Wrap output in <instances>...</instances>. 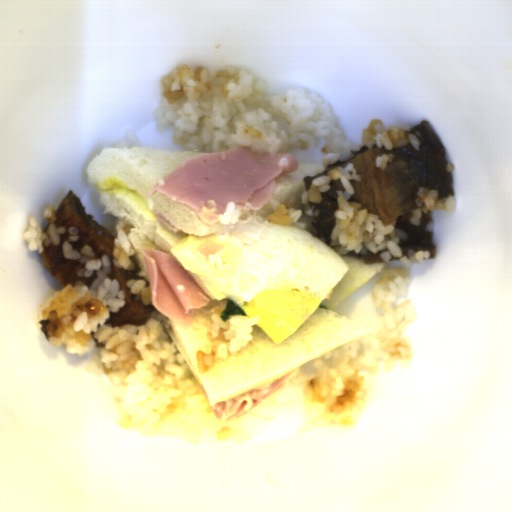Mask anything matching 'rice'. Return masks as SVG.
Masks as SVG:
<instances>
[{
    "mask_svg": "<svg viewBox=\"0 0 512 512\" xmlns=\"http://www.w3.org/2000/svg\"><path fill=\"white\" fill-rule=\"evenodd\" d=\"M68 241L62 242L63 258L78 260L84 268L77 277L96 275L90 288L75 281L54 291L37 308L40 330L51 345L63 342L66 353L80 357L93 348L84 368L96 378L105 374L111 384L115 421L141 435L180 436L190 443L205 433L216 440L250 441L242 421L217 419L200 384L166 329L172 325L163 313L151 316L143 326L106 324L111 312L126 304L118 279L111 281L112 260L108 254L97 259L87 243L79 252L71 242L80 241L77 227H69Z\"/></svg>",
    "mask_w": 512,
    "mask_h": 512,
    "instance_id": "652b925c",
    "label": "rice"
},
{
    "mask_svg": "<svg viewBox=\"0 0 512 512\" xmlns=\"http://www.w3.org/2000/svg\"><path fill=\"white\" fill-rule=\"evenodd\" d=\"M162 98L154 108L156 130L165 131L172 123V141L186 151L212 153L244 146L254 154H291L296 147H320L323 169L354 156L361 145L386 151L409 143L420 150L413 127L389 125L372 119L362 129L361 142L351 141L335 116L330 102L320 93L301 87L287 93L268 95V83L227 64L212 76L205 67L187 64L174 67L161 77Z\"/></svg>",
    "mask_w": 512,
    "mask_h": 512,
    "instance_id": "023b6e5f",
    "label": "rice"
},
{
    "mask_svg": "<svg viewBox=\"0 0 512 512\" xmlns=\"http://www.w3.org/2000/svg\"><path fill=\"white\" fill-rule=\"evenodd\" d=\"M340 179L344 187L335 190L337 209L334 212L335 226L331 230L330 246L339 255L354 250L358 255L377 253L385 262L398 258L403 266L382 269L383 275L373 284L374 306L381 308L380 314L369 334L352 340L323 353L313 363V374L299 372L292 384L301 386L304 403V419L299 427V438L319 427L354 428L368 399L371 383L369 377L380 373L379 360H383V371L393 372L395 362L401 367L411 368L415 361L411 337H401L410 321L416 320L417 310L408 298L393 308L398 296H408L409 277L413 264L429 260V250L409 248L408 257L399 247L401 240H409L405 230L395 228L397 220L385 226L377 214H369L360 202H348L356 189L351 180L361 181L354 164L337 167L311 181L308 192L305 187L300 202L305 214L314 218L315 210L309 202L322 203L321 192L330 191V181Z\"/></svg>",
    "mask_w": 512,
    "mask_h": 512,
    "instance_id": "8eca5e8b",
    "label": "rice"
},
{
    "mask_svg": "<svg viewBox=\"0 0 512 512\" xmlns=\"http://www.w3.org/2000/svg\"><path fill=\"white\" fill-rule=\"evenodd\" d=\"M260 315H230L224 322L219 313H210V334L213 347L210 352L196 350L197 364L200 373L209 370L217 358L228 359V355H236L241 348L250 344L254 325H258Z\"/></svg>",
    "mask_w": 512,
    "mask_h": 512,
    "instance_id": "acb35da6",
    "label": "rice"
},
{
    "mask_svg": "<svg viewBox=\"0 0 512 512\" xmlns=\"http://www.w3.org/2000/svg\"><path fill=\"white\" fill-rule=\"evenodd\" d=\"M55 211L56 205L52 204L47 205L43 209L42 217L47 219V225L44 230L34 215L27 214L28 225L23 230L21 236L27 242L26 248L28 251L40 254L50 244L60 245V235L65 233L67 227L56 226V220L59 217Z\"/></svg>",
    "mask_w": 512,
    "mask_h": 512,
    "instance_id": "b023fe2a",
    "label": "rice"
},
{
    "mask_svg": "<svg viewBox=\"0 0 512 512\" xmlns=\"http://www.w3.org/2000/svg\"><path fill=\"white\" fill-rule=\"evenodd\" d=\"M416 194L418 197L415 199V204L418 207L411 210L412 217L408 220L415 227L421 225L423 213L429 214L433 210L452 212L456 209L455 197L448 195V197L439 199V190H428L420 186Z\"/></svg>",
    "mask_w": 512,
    "mask_h": 512,
    "instance_id": "e3fd555f",
    "label": "rice"
},
{
    "mask_svg": "<svg viewBox=\"0 0 512 512\" xmlns=\"http://www.w3.org/2000/svg\"><path fill=\"white\" fill-rule=\"evenodd\" d=\"M132 225L126 223V221H118L115 226V237L113 239L112 249V266L128 271H134L136 264L133 260L135 256V248L130 241L128 234L131 233Z\"/></svg>",
    "mask_w": 512,
    "mask_h": 512,
    "instance_id": "a3056103",
    "label": "rice"
}]
</instances>
